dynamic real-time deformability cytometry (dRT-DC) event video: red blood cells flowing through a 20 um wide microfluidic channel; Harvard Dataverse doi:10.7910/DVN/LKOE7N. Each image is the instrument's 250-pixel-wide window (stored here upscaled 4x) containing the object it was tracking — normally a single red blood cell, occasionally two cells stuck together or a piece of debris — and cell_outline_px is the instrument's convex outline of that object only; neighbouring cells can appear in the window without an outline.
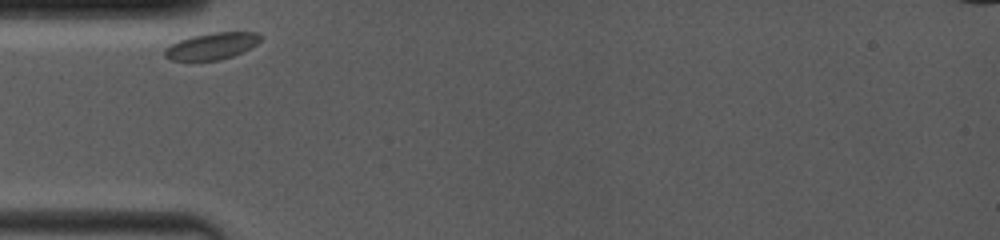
{"species": "common noctule bat (a hibernating species)", "species_latin": "Nyctalus noctula", "temperature_condition": "room temperature", "stored_images_in_passage": 20, "camera_frame_rate_fps": 4000, "um_per_image_px": 0.085, "animal": {"sex": "female", "body_mass_g": 19.0, "forearm_length_mm": 53.3}, "frame": {"image": 1, "passage_image": 1, "time_ms": 0.0, "image_size_px": [1000, 240], "cell_outline_px": [[264, 36], [256, 44], [232, 56], [220, 60], [172, 60], [164, 56], [164, 48], [180, 40], [192, 36], [212, 32], [256, 32]], "centroid_in_image_um": [18.0, 3.9], "position_along_channel_um": 67.0, "area_um2": 14.74}}
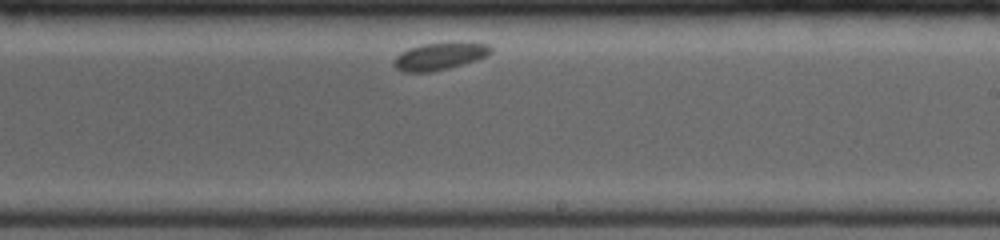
{"frame": {"image": 2, "passage_image": 12, "time_ms": 5.5, "image_size_px": [1000, 240], "cell_outline_px": [[492, 52], [488, 56], [476, 60], [448, 68], [428, 72], [404, 72], [396, 68], [392, 64], [392, 60], [400, 52], [408, 48], [424, 44], [452, 40], [464, 40], [488, 44], [492, 48]], "centroid_in_image_um": [37.41, 4.73], "position_along_channel_um": 251.6, "area_um2": 16.07}}
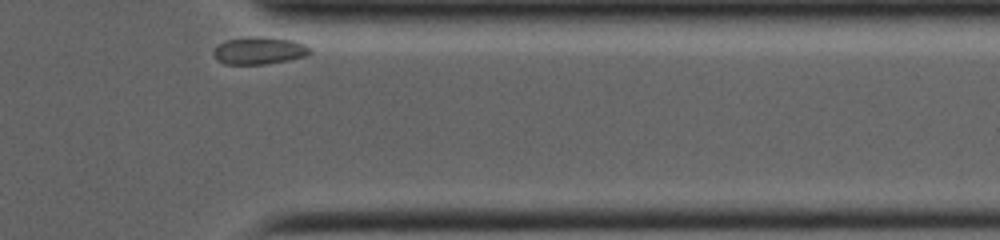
{"frame": {"image": 3, "passage_image": 20, "time_ms": 9.5, "image_size_px": [1000, 240], "cell_outline_px": [[312, 52], [308, 56], [288, 60], [264, 64], [224, 64], [216, 60], [212, 52], [220, 44], [228, 40], [256, 36], [260, 36], [292, 40], [304, 44], [312, 48]], "centroid_in_image_um": [22.07, 4.31], "position_along_channel_um": 389.3, "area_um2": 15.37}}